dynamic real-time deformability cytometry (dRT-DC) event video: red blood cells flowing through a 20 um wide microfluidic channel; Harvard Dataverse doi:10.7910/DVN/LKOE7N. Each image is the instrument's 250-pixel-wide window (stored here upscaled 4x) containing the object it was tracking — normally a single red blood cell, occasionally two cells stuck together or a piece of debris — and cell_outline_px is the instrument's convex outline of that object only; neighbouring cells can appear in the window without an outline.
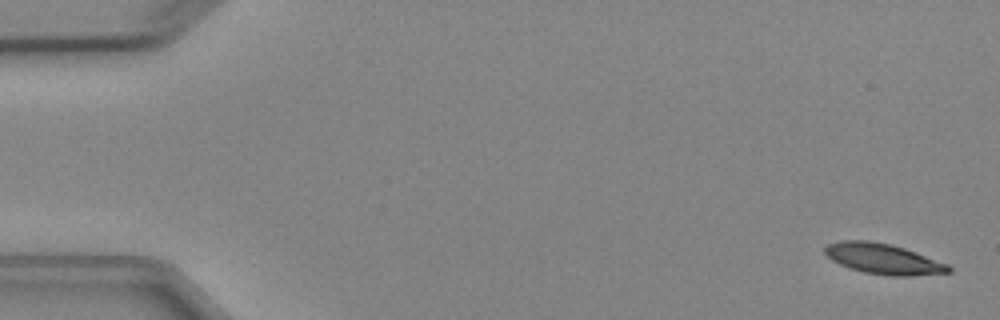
{"species": "Egyptian fruit bat (a non-hibernating species)", "species_latin": "Rousettus aegyptiacus", "temperature_condition": "cold", "stored_images_in_passage": 5, "camera_frame_rate_fps": 3000, "um_per_image_px": 0.085, "animal": {"sex": "female"}, "frame": {"image": 1, "passage_image": 1, "time_ms": 0.0, "image_size_px": [1000, 320], "cell_outline_px": [[952, 272], [912, 276], [888, 276], [864, 272], [848, 268], [832, 260], [824, 252], [824, 248], [828, 244], [840, 240], [868, 240], [892, 244], [916, 252], [948, 264], [952, 268]], "centroid_in_image_um": [75.08, 22.0], "position_along_channel_um": 9.9, "area_um2": 22.14}}
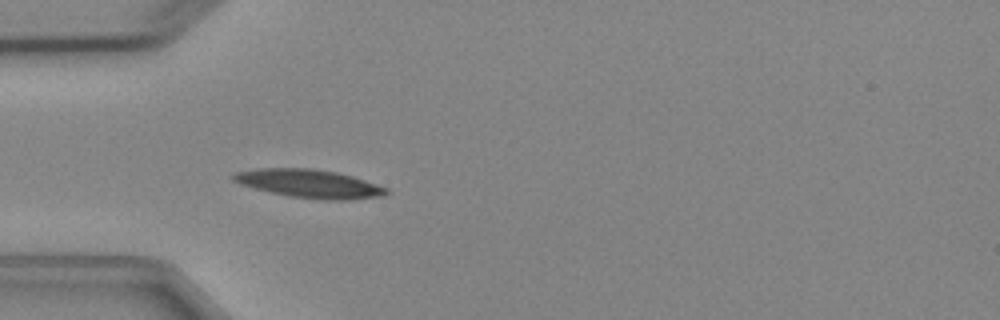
{"frame": {"image": 2, "passage_image": 5, "time_ms": 4.667, "image_size_px": [1000, 320], "cell_outline_px": [[392, 192], [384, 196], [352, 200], [320, 200], [288, 196], [240, 184], [232, 180], [228, 176], [232, 172], [256, 168], [312, 168], [336, 172], [352, 176], [388, 188]], "centroid_in_image_um": [26.29, 15.61], "position_along_channel_um": 58.7, "area_um2": 25.66}}